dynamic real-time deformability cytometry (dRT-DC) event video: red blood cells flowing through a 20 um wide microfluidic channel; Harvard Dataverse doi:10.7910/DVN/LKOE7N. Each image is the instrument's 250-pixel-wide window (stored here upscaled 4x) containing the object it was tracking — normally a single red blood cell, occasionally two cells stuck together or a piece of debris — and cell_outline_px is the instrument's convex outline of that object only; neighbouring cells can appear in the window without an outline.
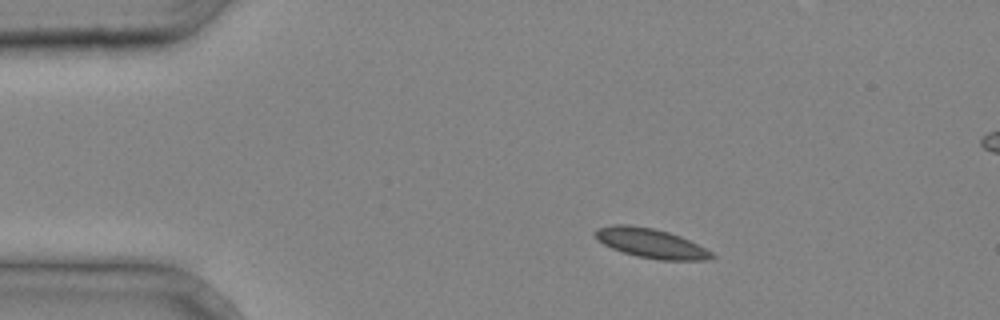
{"species": "common noctule bat (a hibernating species)", "species_latin": "Nyctalus noctula", "temperature_condition": "cold", "stored_images_in_passage": 3, "segment_of_instrument_passage": [1, 2], "camera_frame_rate_fps": 3000, "um_per_image_px": 0.085, "animal": {"sex": "male", "body_mass_g": 20.4}, "frame": {"image": 1, "passage_image": 1, "time_ms": 0.0, "image_size_px": [1000, 320], "cell_outline_px": [[716, 256], [708, 260], [660, 260], [636, 256], [612, 248], [596, 240], [592, 232], [596, 228], [612, 224], [628, 224], [656, 228], [680, 236], [712, 252]], "centroid_in_image_um": [55.27, 20.66], "position_along_channel_um": 29.7, "area_um2": 20.17}}